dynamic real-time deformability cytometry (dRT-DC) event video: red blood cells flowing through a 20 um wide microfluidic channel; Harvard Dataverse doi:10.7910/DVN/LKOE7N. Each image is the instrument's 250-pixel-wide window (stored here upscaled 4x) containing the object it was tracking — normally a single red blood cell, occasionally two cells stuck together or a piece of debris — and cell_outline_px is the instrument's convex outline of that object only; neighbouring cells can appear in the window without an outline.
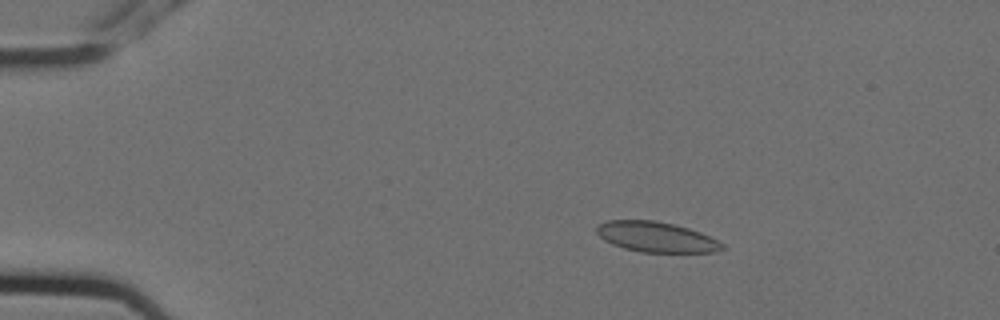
{"species": "Egyptian fruit bat (a non-hibernating species)", "species_latin": "Rousettus aegyptiacus", "temperature_condition": "cold", "stored_images_in_passage": 5, "camera_frame_rate_fps": 3000, "um_per_image_px": 0.085, "animal": {"sex": "female"}, "frame": {"image": 1, "passage_image": 3, "time_ms": 0.667, "image_size_px": [1000, 320], "cell_outline_px": [[724, 248], [716, 252], [640, 252], [624, 248], [612, 244], [604, 240], [596, 232], [596, 224], [608, 220], [656, 220], [688, 228], [700, 232], [724, 244]], "centroid_in_image_um": [55.74, 20.14], "position_along_channel_um": 29.3, "area_um2": 22.14}}